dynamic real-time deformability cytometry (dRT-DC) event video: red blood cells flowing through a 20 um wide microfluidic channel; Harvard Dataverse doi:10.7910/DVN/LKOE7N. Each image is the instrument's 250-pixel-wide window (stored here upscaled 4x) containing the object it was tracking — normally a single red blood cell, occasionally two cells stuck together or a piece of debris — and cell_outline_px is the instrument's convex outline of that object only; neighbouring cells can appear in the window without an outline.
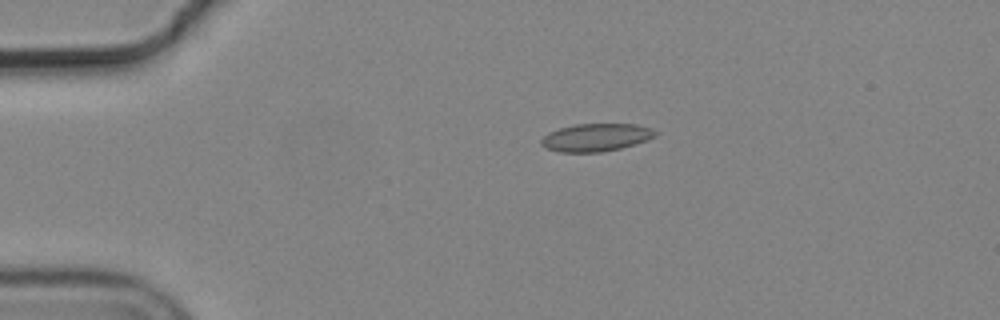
{"species": "common noctule bat (a hibernating species)", "species_latin": "Nyctalus noctula", "temperature_condition": "cold", "stored_images_in_passage": 5, "camera_frame_rate_fps": 3000, "um_per_image_px": 0.085, "animal": {"sex": "male", "body_mass_g": 19.2, "forearm_length_mm": 51.8}, "frame": {"image": 1, "passage_image": 4, "time_ms": 1.0, "image_size_px": [1000, 320], "cell_outline_px": [[660, 132], [656, 136], [648, 140], [636, 144], [620, 148], [600, 152], [560, 152], [544, 148], [540, 144], [540, 140], [548, 132], [572, 124], [636, 124], [652, 128]], "centroid_in_image_um": [50.67, 11.68], "position_along_channel_um": 34.3, "area_um2": 18.73}}